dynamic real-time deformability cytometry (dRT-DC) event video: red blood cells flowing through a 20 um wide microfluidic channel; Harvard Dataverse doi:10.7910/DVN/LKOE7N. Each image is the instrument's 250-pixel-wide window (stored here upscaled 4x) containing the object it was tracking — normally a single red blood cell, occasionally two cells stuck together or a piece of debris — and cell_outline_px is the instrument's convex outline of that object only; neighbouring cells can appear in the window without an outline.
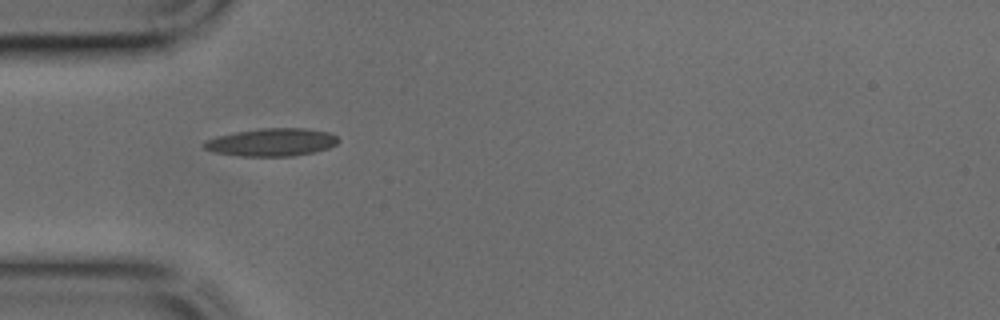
{"species": "common noctule bat (a hibernating species)", "species_latin": "Nyctalus noctula", "temperature_condition": "cold", "stored_images_in_passage": 3, "camera_frame_rate_fps": 3000, "um_per_image_px": 0.085, "animal": {"sex": "male", "body_mass_g": 17.9, "forearm_length_mm": 54.2}, "frame": {"image": 1, "passage_image": 1, "time_ms": 0.0, "image_size_px": [1000, 320], "cell_outline_px": [[340, 140], [336, 144], [328, 148], [312, 152], [292, 156], [240, 156], [216, 152], [204, 148], [200, 144], [204, 140], [216, 136], [236, 132], [260, 128], [304, 128], [328, 132], [336, 136]], "centroid_in_image_um": [23.06, 12.08], "position_along_channel_um": 61.9, "area_um2": 21.73}}